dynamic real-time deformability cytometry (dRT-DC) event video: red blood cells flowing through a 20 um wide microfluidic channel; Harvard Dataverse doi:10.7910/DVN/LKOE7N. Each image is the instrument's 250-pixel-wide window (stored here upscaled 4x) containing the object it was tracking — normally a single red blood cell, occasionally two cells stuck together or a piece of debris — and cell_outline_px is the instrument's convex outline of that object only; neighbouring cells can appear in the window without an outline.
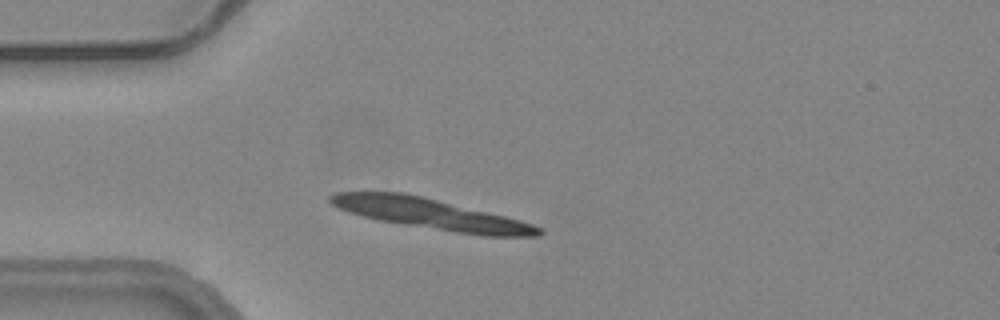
{"species": "common noctule bat (a hibernating species)", "species_latin": "Nyctalus noctula", "temperature_condition": "warm", "stored_images_in_passage": 7, "camera_frame_rate_fps": 3000, "um_per_image_px": 0.085, "animal": {"sex": "female", "body_mass_g": 24.6, "forearm_length_mm": 56.2}, "frame": {"image": 1, "passage_image": 2, "time_ms": 0.333, "image_size_px": [1000, 320], "cell_outline_px": [[544, 232], [540, 236], [480, 236], [376, 220], [360, 216], [336, 208], [328, 200], [328, 196], [336, 192], [404, 192], [504, 216], [520, 220], [532, 224], [540, 228]], "centroid_in_image_um": [36.57, 18.19], "position_along_channel_um": 48.4, "area_um2": 37.05}}